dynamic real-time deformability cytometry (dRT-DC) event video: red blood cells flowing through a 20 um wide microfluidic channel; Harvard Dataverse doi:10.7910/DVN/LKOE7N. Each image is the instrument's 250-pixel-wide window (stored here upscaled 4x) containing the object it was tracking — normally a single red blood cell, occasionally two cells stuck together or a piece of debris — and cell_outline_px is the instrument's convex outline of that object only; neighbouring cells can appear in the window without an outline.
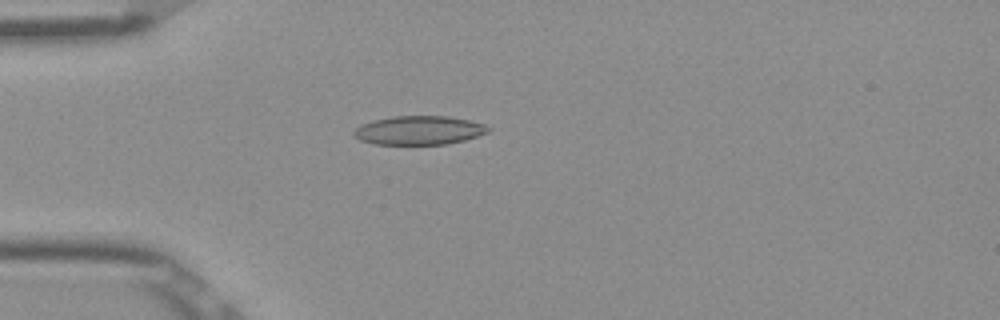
{"species": "Egyptian fruit bat (a non-hibernating species)", "species_latin": "Rousettus aegyptiacus", "temperature_condition": "room temperature", "stored_images_in_passage": 52, "camera_frame_rate_fps": 3000, "um_per_image_px": 0.085, "frame": {"image": 1, "passage_image": 15, "time_ms": 4.667, "image_size_px": [1000, 320], "cell_outline_px": [[492, 128], [488, 132], [464, 140], [448, 144], [376, 144], [360, 140], [352, 132], [360, 124], [372, 120], [392, 116], [448, 116], [468, 120], [484, 124]], "centroid_in_image_um": [35.61, 11.07], "position_along_channel_um": 49.4, "area_um2": 22.54}}
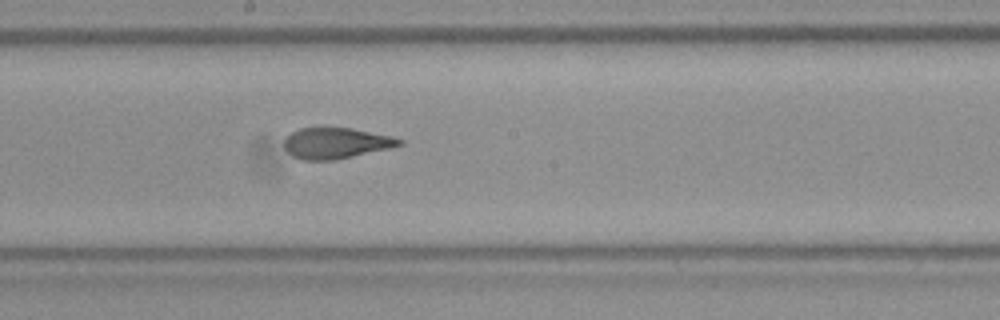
{"frame": {"image": 2, "passage_image": 29, "time_ms": 9.333, "image_size_px": [1000, 320], "cell_outline_px": [[404, 144], [388, 148], [336, 160], [300, 160], [292, 156], [284, 148], [284, 140], [292, 132], [300, 128], [352, 128], [392, 136], [404, 140]], "centroid_in_image_um": [28.55, 12.17], "position_along_channel_um": 219.7, "area_um2": 20.69}}
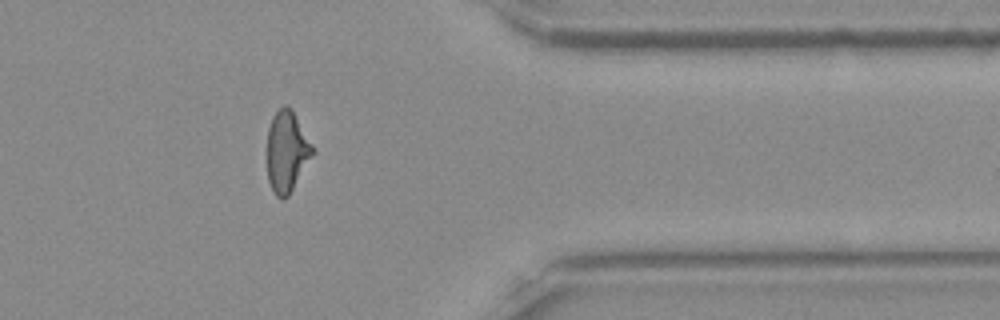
{"frame": {"image": 3, "passage_image": 43, "time_ms": 14.0, "image_size_px": [1000, 320], "cell_outline_px": [[316, 152], [288, 196], [284, 200], [280, 200], [272, 192], [268, 180], [268, 128], [272, 116], [284, 104], [288, 104], [292, 108], [312, 144]], "centroid_in_image_um": [24.4, 12.89], "position_along_channel_um": 387.0, "area_um2": 21.79}, "authors_computed_cell_mechanics": {"area_um2": 22.1085, "velocity_mm_per_s": 3.9189, "shape_relaxation_time_tau1_ms": 8.8103, "shape_relaxation_time_tau2_ms": 1.4079, "deformation_change_tau1": 0.2477, "deformation_change_tau2": 0.0895}}